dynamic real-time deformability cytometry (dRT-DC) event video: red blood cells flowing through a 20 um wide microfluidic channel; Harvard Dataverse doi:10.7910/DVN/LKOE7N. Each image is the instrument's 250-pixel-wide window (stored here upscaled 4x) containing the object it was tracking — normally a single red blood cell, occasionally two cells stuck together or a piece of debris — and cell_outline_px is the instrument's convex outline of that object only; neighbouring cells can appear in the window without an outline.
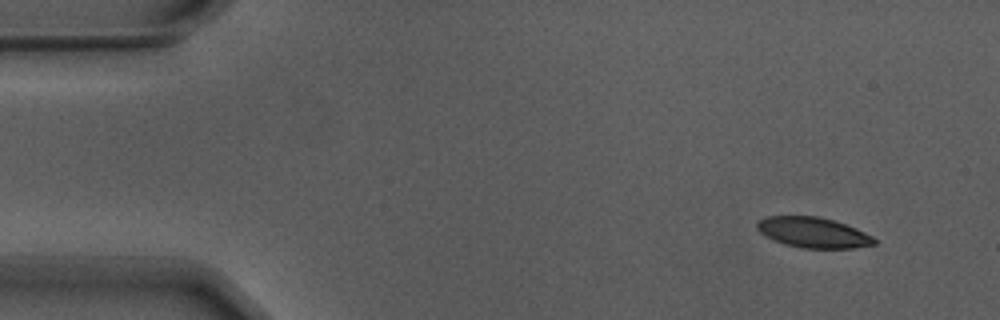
{"species": "Egyptian fruit bat (a non-hibernating species)", "species_latin": "Rousettus aegyptiacus", "temperature_condition": "warm", "stored_images_in_passage": 52, "camera_frame_rate_fps": 3000, "um_per_image_px": 0.085, "animal": {"sex": "male"}, "frame": {"image": 1, "passage_image": 1, "time_ms": 0.0, "image_size_px": [1000, 320], "cell_outline_px": [[876, 244], [852, 248], [804, 248], [784, 244], [764, 236], [756, 228], [756, 224], [760, 220], [768, 216], [820, 216], [836, 220], [856, 228], [872, 236], [876, 240]], "centroid_in_image_um": [69.12, 19.75], "position_along_channel_um": 15.9, "area_um2": 20.87}}
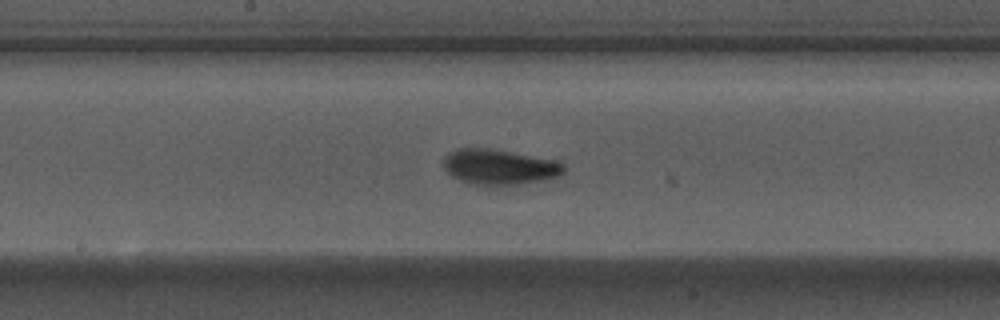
{"frame": {"image": 2, "passage_image": 25, "time_ms": 8.0, "image_size_px": [1000, 320], "cell_outline_px": [[568, 168], [560, 176], [544, 180], [520, 184], [468, 184], [452, 176], [444, 168], [444, 156], [460, 148], [488, 148], [556, 160], [564, 164]], "centroid_in_image_um": [42.49, 14.19], "position_along_channel_um": 205.7, "area_um2": 24.62}}
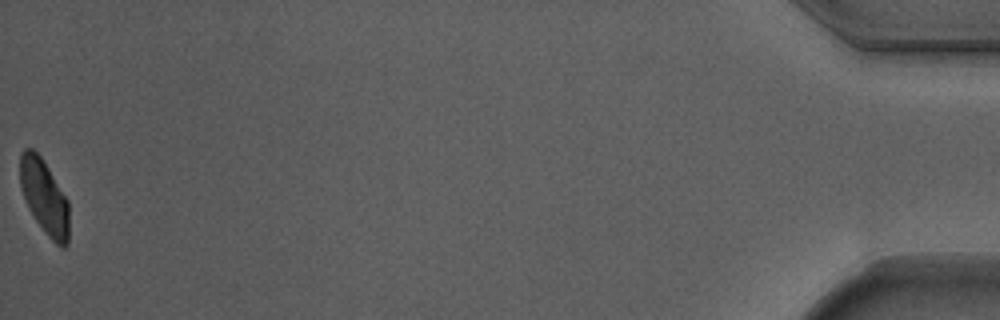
{"frame": {"image": 3, "passage_image": 52, "time_ms": 17.0, "image_size_px": [1000, 320], "cell_outline_px": [[68, 244], [64, 248], [60, 248], [48, 236], [36, 220], [28, 208], [20, 184], [20, 152], [24, 148], [32, 148], [40, 156], [48, 168], [68, 200]], "centroid_in_image_um": [3.77, 16.74], "position_along_channel_um": 431.4, "area_um2": 21.1}, "authors_computed_cell_mechanics": {"area_um2": 22.542, "velocity_mm_per_s": 3.6908, "shape_relaxation_time_tau1_ms": 2.6767, "shape_relaxation_time_tau2_ms": 1.8535, "deformation_change_tau1": 0.125, "deformation_change_tau2": 0.0531}}